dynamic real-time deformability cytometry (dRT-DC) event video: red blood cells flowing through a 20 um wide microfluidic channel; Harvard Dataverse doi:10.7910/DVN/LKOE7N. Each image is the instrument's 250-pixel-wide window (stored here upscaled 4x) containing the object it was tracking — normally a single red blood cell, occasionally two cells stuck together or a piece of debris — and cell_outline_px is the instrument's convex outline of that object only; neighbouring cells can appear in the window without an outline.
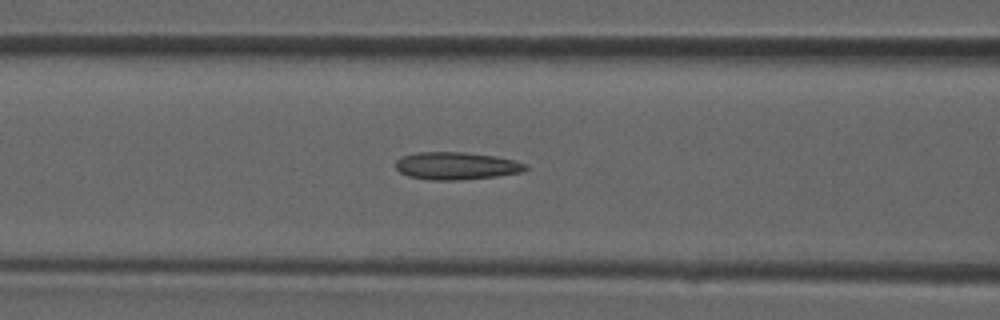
{"species": "common noctule bat (a hibernating species)", "species_latin": "Nyctalus noctula", "temperature_condition": "room temperature", "stored_images_in_passage": 33, "camera_frame_rate_fps": 3000, "um_per_image_px": 0.085, "animal": {"sex": "male", "forearm_length_mm": 52.5}, "frame": {"image": 1, "passage_image": 10, "time_ms": 3.0, "image_size_px": [1000, 320], "cell_outline_px": [[528, 168], [520, 172], [496, 176], [460, 180], [432, 180], [408, 176], [400, 172], [396, 168], [396, 160], [400, 156], [416, 152], [464, 152], [496, 156], [528, 164]], "centroid_in_image_um": [38.76, 14.09], "position_along_channel_um": 127.8, "area_um2": 20.87}}
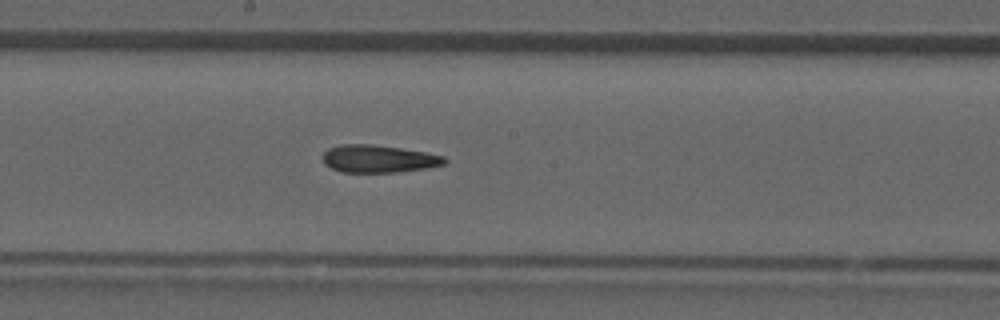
{"frame": {"image": 2, "passage_image": 15, "time_ms": 4.667, "image_size_px": [1000, 320], "cell_outline_px": [[448, 160], [444, 164], [424, 168], [396, 172], [344, 172], [332, 168], [324, 164], [320, 156], [328, 148], [340, 144], [372, 144], [400, 148], [424, 152], [444, 156]], "centroid_in_image_um": [32.12, 13.49], "position_along_channel_um": 216.1, "area_um2": 19.54}}